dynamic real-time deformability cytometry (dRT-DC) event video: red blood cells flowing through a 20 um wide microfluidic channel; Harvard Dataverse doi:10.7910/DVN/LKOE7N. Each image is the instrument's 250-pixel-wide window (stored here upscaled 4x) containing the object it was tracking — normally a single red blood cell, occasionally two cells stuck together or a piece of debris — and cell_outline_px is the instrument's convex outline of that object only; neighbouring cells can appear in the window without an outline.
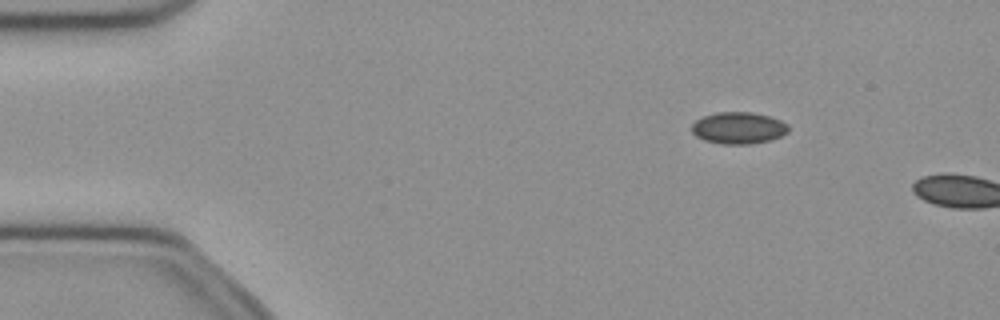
{"species": "common noctule bat (a hibernating species)", "species_latin": "Nyctalus noctula", "temperature_condition": "cold", "stored_images_in_passage": 9, "camera_frame_rate_fps": 3000, "um_per_image_px": 0.085, "animal": {"sex": "female", "body_mass_g": 21.9}, "frame": {"image": 1, "passage_image": 7, "time_ms": 2.0, "image_size_px": [1000, 320], "cell_outline_px": [[788, 132], [772, 140], [748, 144], [720, 144], [704, 140], [696, 136], [692, 132], [692, 124], [696, 120], [704, 116], [716, 112], [752, 112], [768, 116], [780, 120], [788, 124]], "centroid_in_image_um": [62.77, 10.88], "position_along_channel_um": 22.2, "area_um2": 17.92}}